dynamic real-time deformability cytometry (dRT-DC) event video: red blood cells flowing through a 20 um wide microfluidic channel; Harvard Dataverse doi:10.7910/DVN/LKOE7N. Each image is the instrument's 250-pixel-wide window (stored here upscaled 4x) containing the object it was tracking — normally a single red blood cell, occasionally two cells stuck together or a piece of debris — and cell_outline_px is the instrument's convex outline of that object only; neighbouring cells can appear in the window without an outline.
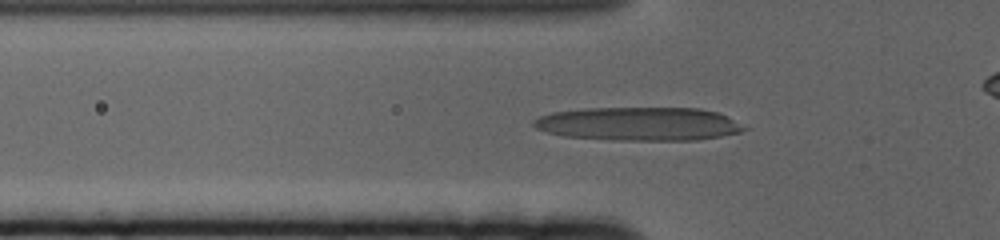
{"species": "human", "species_latin": "Homo sapiens", "temperature_condition": "cold", "stored_images_in_passage": 54, "camera_frame_rate_fps": 3000, "um_per_image_px": 0.085, "donor": {"sex": "female"}, "frame": {"image": 1, "passage_image": 21, "time_ms": 6.667, "image_size_px": [1000, 240], "cell_outline_px": [[748, 128], [740, 132], [720, 136], [696, 140], [612, 140], [564, 136], [548, 132], [536, 128], [532, 124], [532, 120], [540, 116], [552, 112], [584, 108], [700, 108], [716, 112], [728, 116]], "centroid_in_image_um": [54.3, 10.52], "position_along_channel_um": 71.5, "area_um2": 41.15}}
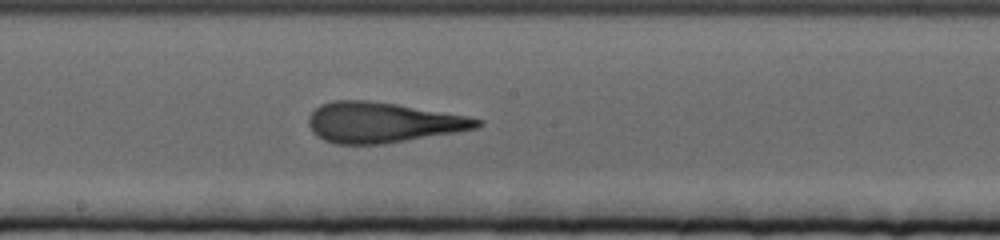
{"frame": {"image": 2, "passage_image": 34, "time_ms": 11.0, "image_size_px": [1000, 240], "cell_outline_px": [[484, 124], [476, 128], [456, 132], [380, 144], [336, 144], [324, 140], [316, 136], [312, 132], [308, 124], [308, 116], [320, 104], [332, 100], [368, 100], [396, 104], [468, 116], [484, 120]], "centroid_in_image_um": [32.49, 10.4], "position_along_channel_um": 215.7, "area_um2": 39.59}}
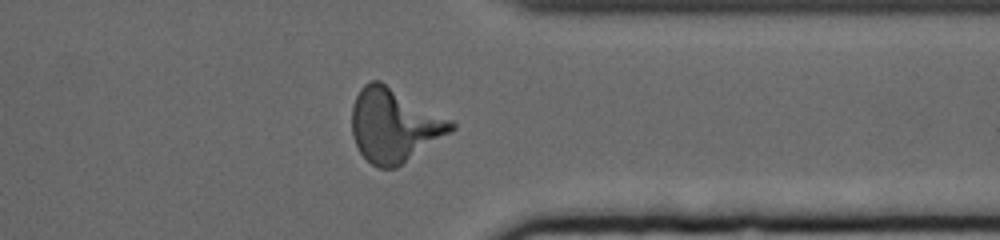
{"frame": {"image": 3, "passage_image": 49, "time_ms": 16.0, "image_size_px": [1000, 240], "cell_outline_px": [[456, 128], [396, 168], [380, 168], [372, 164], [360, 152], [352, 136], [352, 104], [360, 88], [364, 84], [372, 80], [380, 80], [452, 120], [456, 124]], "centroid_in_image_um": [33.48, 10.63], "position_along_channel_um": 377.9, "area_um2": 42.25}}